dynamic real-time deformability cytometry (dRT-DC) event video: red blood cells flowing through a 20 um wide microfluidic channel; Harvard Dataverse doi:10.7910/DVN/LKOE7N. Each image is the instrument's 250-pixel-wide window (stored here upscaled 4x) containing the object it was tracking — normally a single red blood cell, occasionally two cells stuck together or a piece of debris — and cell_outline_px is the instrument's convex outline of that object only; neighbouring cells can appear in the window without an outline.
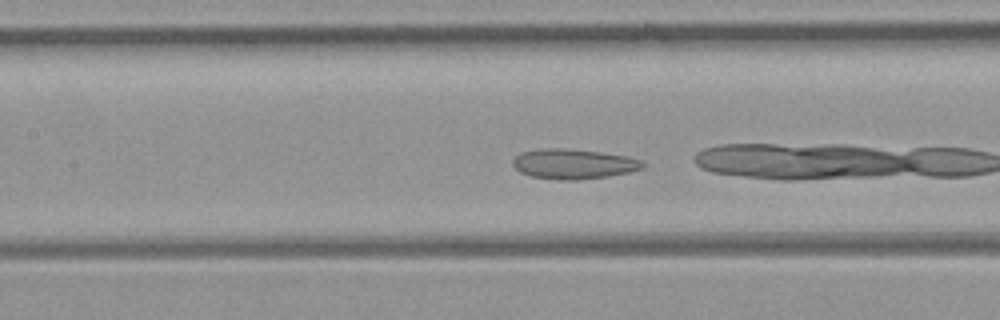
{"species": "common noctule bat (a hibernating species)", "species_latin": "Nyctalus noctula", "temperature_condition": "room temperature", "stored_images_in_passage": 27, "camera_frame_rate_fps": 3000, "um_per_image_px": 0.085, "animal": {"sex": "female", "body_mass_g": 21.9}, "frame": {"image": 1, "passage_image": 8, "time_ms": 2.333, "image_size_px": [1000, 320], "cell_outline_px": [[648, 164], [644, 168], [628, 172], [608, 176], [576, 180], [560, 180], [532, 176], [520, 172], [512, 164], [512, 160], [520, 152], [544, 148], [564, 148], [600, 152], [628, 156], [644, 160]], "centroid_in_image_um": [48.79, 13.93], "position_along_channel_um": 158.6, "area_um2": 22.83}, "authors_computed_cell_mechanics": {"area_um2": 22.3108, "velocity_mm_per_s": 4.3342, "shape_relaxation_time_tau1_ms": null, "shape_relaxation_time_tau2_ms": 2.177, "deformation_change_tau1": null, "deformation_change_tau2": 0.0827}}